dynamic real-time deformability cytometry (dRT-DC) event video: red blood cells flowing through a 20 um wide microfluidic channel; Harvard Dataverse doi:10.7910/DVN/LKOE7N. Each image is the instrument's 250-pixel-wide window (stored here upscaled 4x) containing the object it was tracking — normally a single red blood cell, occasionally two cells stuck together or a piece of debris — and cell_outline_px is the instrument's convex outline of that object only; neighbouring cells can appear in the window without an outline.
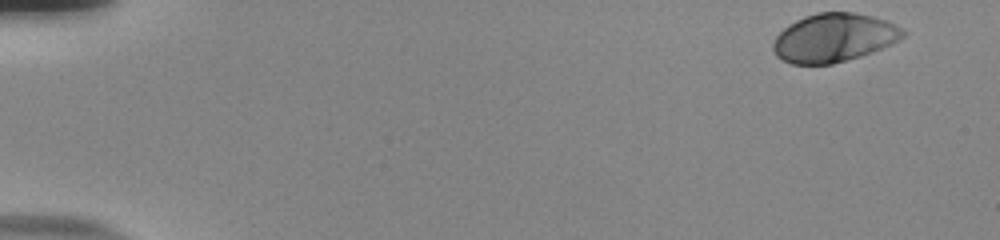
{"species": "human", "species_latin": "Homo sapiens", "temperature_condition": "room temperature", "stored_images_in_passage": 52, "camera_frame_rate_fps": 3000, "um_per_image_px": 0.085, "donor": {"sex": "male"}, "frame": {"image": 1, "passage_image": 1, "time_ms": 0.0, "image_size_px": [1000, 240], "cell_outline_px": [[908, 32], [904, 36], [892, 44], [872, 52], [860, 56], [832, 64], [792, 64], [776, 56], [772, 48], [772, 44], [776, 36], [784, 28], [796, 20], [804, 16], [816, 12], [852, 12], [872, 16], [896, 24], [904, 28]], "centroid_in_image_um": [70.9, 3.2], "position_along_channel_um": 14.1, "area_um2": 36.82}}
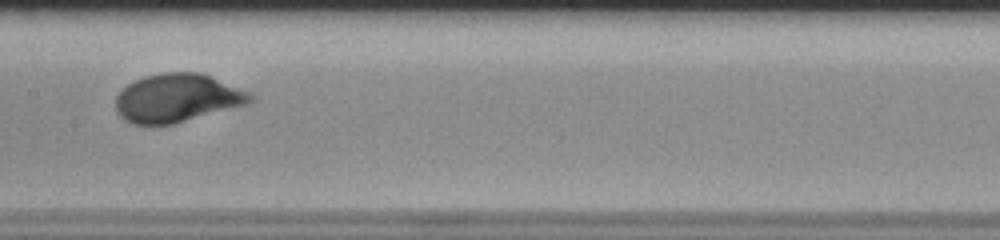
{"frame": {"image": 2, "passage_image": 27, "time_ms": 8.667, "image_size_px": [1000, 240], "cell_outline_px": [[256, 100], [252, 104], [172, 124], [132, 124], [124, 120], [116, 112], [116, 96], [128, 84], [144, 76], [160, 72], [200, 72], [248, 92]], "centroid_in_image_um": [15.08, 8.34], "position_along_channel_um": 192.3, "area_um2": 38.03}}
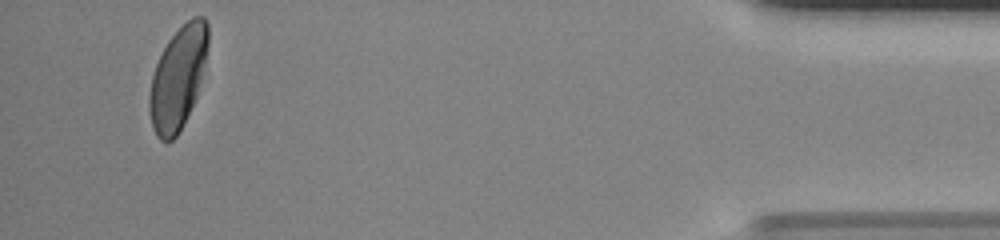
{"frame": {"image": 3, "passage_image": 50, "time_ms": 16.333, "image_size_px": [1000, 240], "cell_outline_px": [[208, 44], [204, 64], [196, 96], [176, 136], [172, 140], [160, 140], [156, 136], [152, 128], [148, 108], [148, 96], [152, 76], [156, 64], [168, 40], [192, 16], [204, 16], [208, 24]], "centroid_in_image_um": [15.1, 6.61], "position_along_channel_um": 420.1, "area_um2": 34.45}, "authors_computed_cell_mechanics": {"area_um2": 36.6452, "velocity_mm_per_s": 3.796, "shape_relaxation_time_tau1_ms": 3.2446, "shape_relaxation_time_tau2_ms": null, "deformation_change_tau1": 0.1844, "deformation_change_tau2": null}}